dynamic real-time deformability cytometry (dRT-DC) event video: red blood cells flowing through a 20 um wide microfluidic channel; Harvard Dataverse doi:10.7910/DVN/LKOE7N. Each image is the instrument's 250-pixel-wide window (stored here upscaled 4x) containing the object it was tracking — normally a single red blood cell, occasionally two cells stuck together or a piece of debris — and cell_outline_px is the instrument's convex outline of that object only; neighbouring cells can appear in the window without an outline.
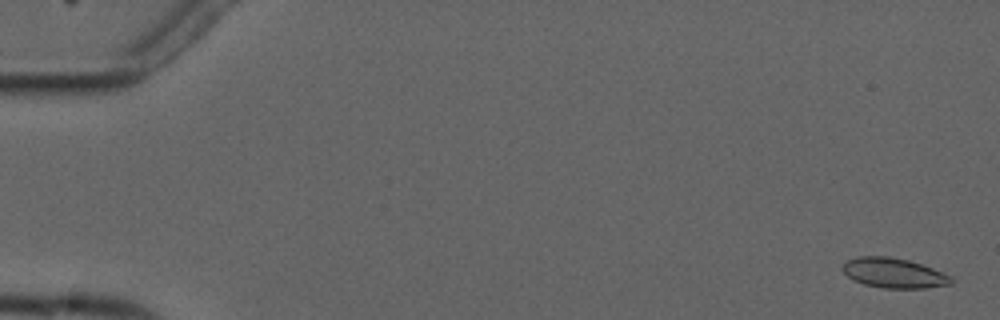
{"species": "common noctule bat (a hibernating species)", "species_latin": "Nyctalus noctula", "temperature_condition": "cold", "stored_images_in_passage": 5, "camera_frame_rate_fps": 3000, "um_per_image_px": 0.085, "animal": {"sex": "male", "forearm_length_mm": 52.5}, "frame": {"image": 1, "passage_image": 1, "time_ms": 0.0, "image_size_px": [1000, 320], "cell_outline_px": [[952, 284], [924, 288], [884, 288], [864, 284], [852, 280], [840, 268], [848, 260], [856, 256], [888, 256], [908, 260], [932, 268], [952, 276]], "centroid_in_image_um": [75.95, 23.2], "position_along_channel_um": 9.0, "area_um2": 18.9}}
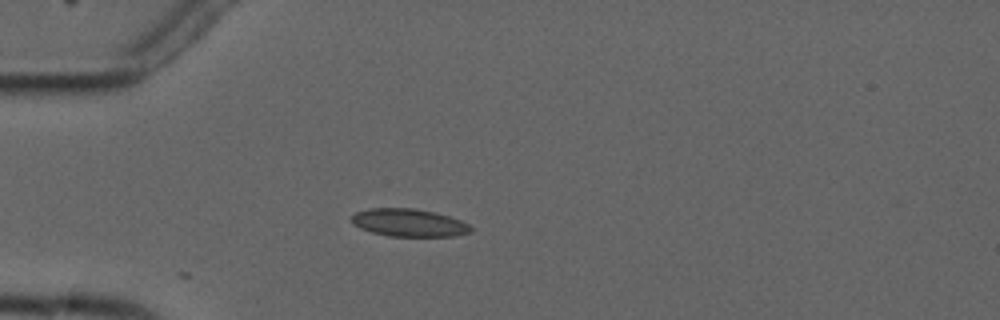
{"frame": {"image": 2, "passage_image": 5, "time_ms": 4.667, "image_size_px": [1000, 320], "cell_outline_px": [[472, 232], [452, 236], [388, 236], [372, 232], [360, 228], [352, 224], [352, 216], [356, 212], [368, 208], [412, 208], [436, 212], [460, 220], [468, 224], [472, 228]], "centroid_in_image_um": [34.75, 18.93], "position_along_channel_um": 50.3, "area_um2": 19.25}}